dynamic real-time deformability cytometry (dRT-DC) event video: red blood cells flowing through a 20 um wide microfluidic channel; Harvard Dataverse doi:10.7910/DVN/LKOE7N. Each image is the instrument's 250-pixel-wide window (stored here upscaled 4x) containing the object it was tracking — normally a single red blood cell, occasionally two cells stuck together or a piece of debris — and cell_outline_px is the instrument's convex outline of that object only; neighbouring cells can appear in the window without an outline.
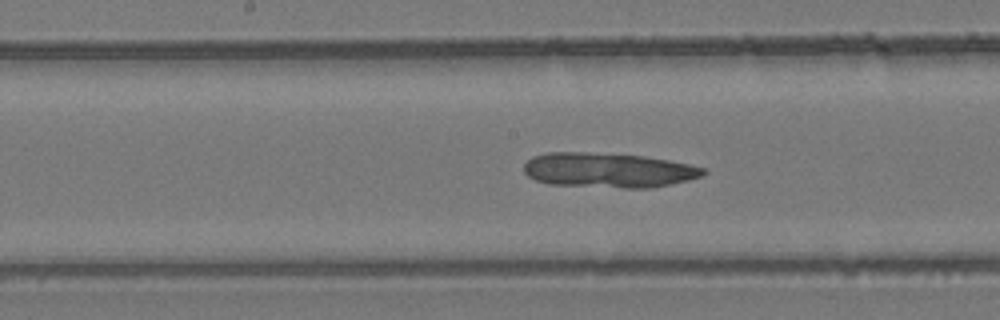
{"species": "common noctule bat (a hibernating species)", "species_latin": "Nyctalus noctula", "temperature_condition": "room temperature", "stored_images_in_passage": 51, "segment_of_instrument_passage": [1, 2], "camera_frame_rate_fps": 3000, "um_per_image_px": 0.085, "animal": {"sex": "female", "body_mass_g": 24.6, "forearm_length_mm": 56.2}, "frame": {"image": 1, "passage_image": 26, "time_ms": 8.333, "image_size_px": [1000, 320], "cell_outline_px": [[708, 172], [704, 176], [688, 180], [652, 188], [624, 188], [548, 184], [536, 180], [528, 176], [524, 172], [524, 164], [532, 156], [548, 152], [584, 152], [644, 156], [668, 160], [708, 168]], "centroid_in_image_um": [51.73, 14.47], "position_along_channel_um": 196.5, "area_um2": 36.59}}
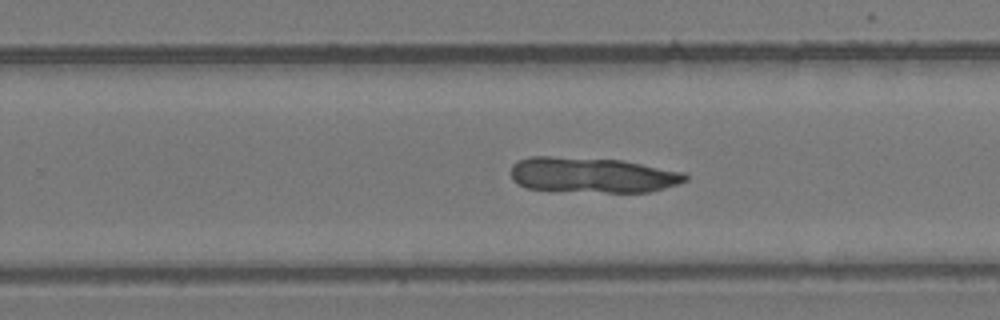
{"frame": {"image": 2, "passage_image": 32, "time_ms": 10.333, "image_size_px": [1000, 320], "cell_outline_px": [[688, 180], [652, 192], [604, 192], [528, 188], [516, 184], [512, 180], [512, 164], [520, 160], [532, 156], [552, 156], [620, 160], [684, 172], [688, 176]], "centroid_in_image_um": [50.35, 14.87], "position_along_channel_um": 279.4, "area_um2": 35.66}}
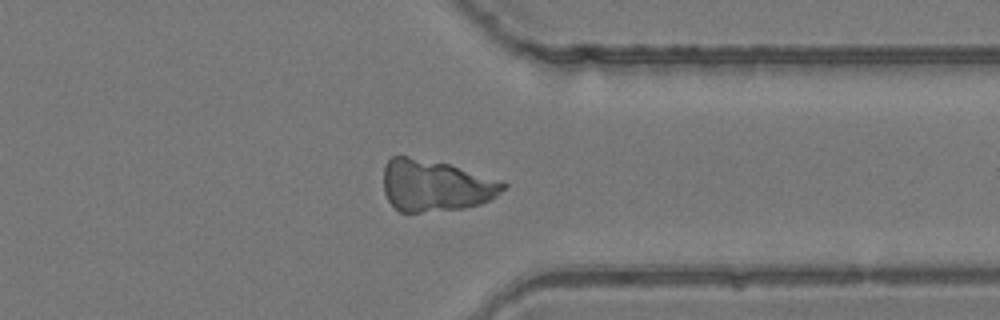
{"frame": {"image": 3, "passage_image": 39, "time_ms": 12.667, "image_size_px": [1000, 320], "cell_outline_px": [[508, 184], [496, 196], [480, 204], [464, 208], [420, 212], [400, 212], [388, 200], [384, 192], [384, 164], [392, 156], [408, 156], [448, 164], [504, 180]], "centroid_in_image_um": [37.02, 15.77], "position_along_channel_um": 374.4, "area_um2": 35.95}}